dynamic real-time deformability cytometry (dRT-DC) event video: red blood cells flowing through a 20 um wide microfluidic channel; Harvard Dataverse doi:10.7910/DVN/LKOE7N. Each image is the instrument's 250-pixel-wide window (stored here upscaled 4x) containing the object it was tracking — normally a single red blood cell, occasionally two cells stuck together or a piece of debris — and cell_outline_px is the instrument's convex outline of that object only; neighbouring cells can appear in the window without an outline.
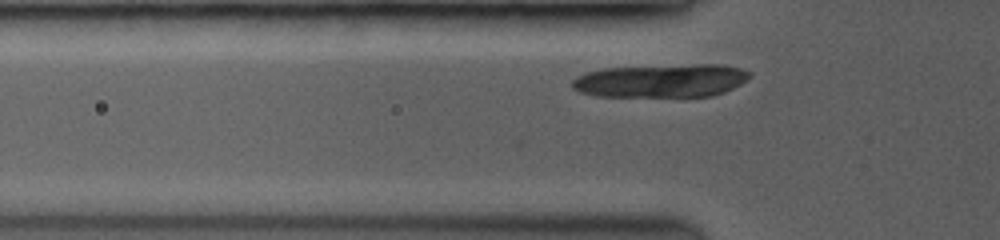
{"species": "common noctule bat (a hibernating species)", "species_latin": "Nyctalus noctula", "temperature_condition": "room temperature", "stored_images_in_passage": 7, "camera_frame_rate_fps": 3500, "um_per_image_px": 0.085, "animal": {"sex": "female", "body_mass_g": 19.0, "forearm_length_mm": 53.3}, "frame": {"image": 1, "passage_image": 2, "time_ms": 0.571, "image_size_px": [1000, 240], "cell_outline_px": [[752, 76], [740, 84], [724, 92], [712, 96], [600, 96], [584, 92], [572, 88], [572, 80], [576, 76], [588, 72], [604, 68], [696, 64], [720, 64], [740, 68], [748, 72]], "centroid_in_image_um": [56.22, 6.85], "position_along_channel_um": 69.6, "area_um2": 34.16}}
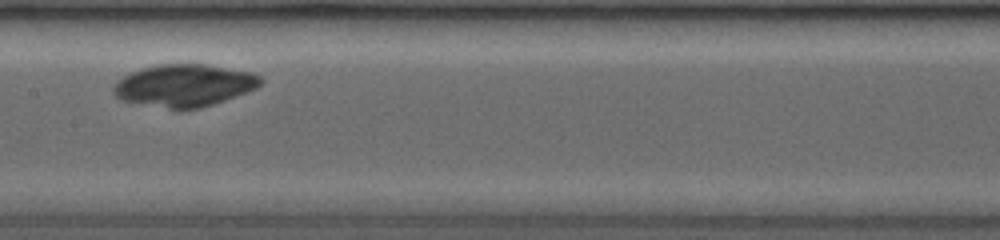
{"frame": {"image": 2, "passage_image": 6, "time_ms": 3.714, "image_size_px": [1000, 240], "cell_outline_px": [[264, 80], [256, 88], [212, 104], [196, 108], [172, 108], [124, 100], [116, 96], [112, 92], [112, 88], [116, 80], [140, 68], [160, 64], [204, 64], [252, 72], [260, 76]], "centroid_in_image_um": [15.66, 7.23], "position_along_channel_um": 191.7, "area_um2": 35.55}}